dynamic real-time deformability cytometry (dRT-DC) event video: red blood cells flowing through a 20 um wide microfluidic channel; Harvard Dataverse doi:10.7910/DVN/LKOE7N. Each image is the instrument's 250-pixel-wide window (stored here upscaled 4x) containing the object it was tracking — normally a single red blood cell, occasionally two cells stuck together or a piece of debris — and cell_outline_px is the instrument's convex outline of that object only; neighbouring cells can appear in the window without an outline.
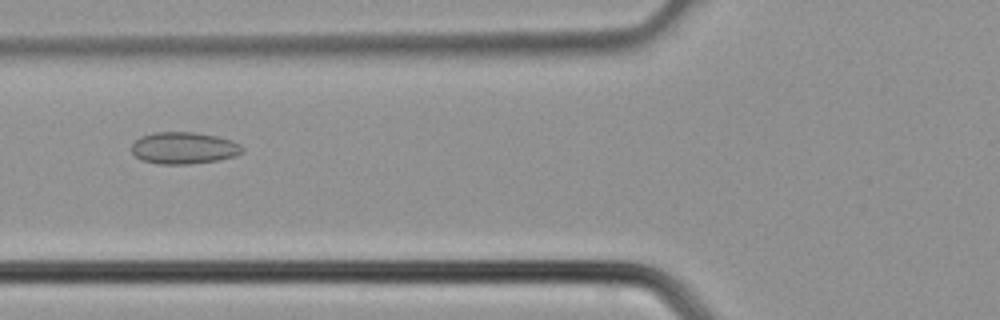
{"species": "common noctule bat (a hibernating species)", "species_latin": "Nyctalus noctula", "temperature_condition": "cold", "stored_images_in_passage": 39, "camera_frame_rate_fps": 3000, "um_per_image_px": 0.085, "animal": {"sex": "male", "body_mass_g": 21.5, "forearm_length_mm": 52.0}, "frame": {"image": 1, "passage_image": 15, "time_ms": 4.667, "image_size_px": [1000, 320], "cell_outline_px": [[244, 152], [236, 156], [216, 160], [188, 164], [160, 164], [140, 160], [132, 152], [132, 144], [140, 136], [156, 132], [196, 132], [220, 136], [232, 140], [240, 144], [244, 148]], "centroid_in_image_um": [15.65, 12.57], "position_along_channel_um": 110.1, "area_um2": 20.75}}
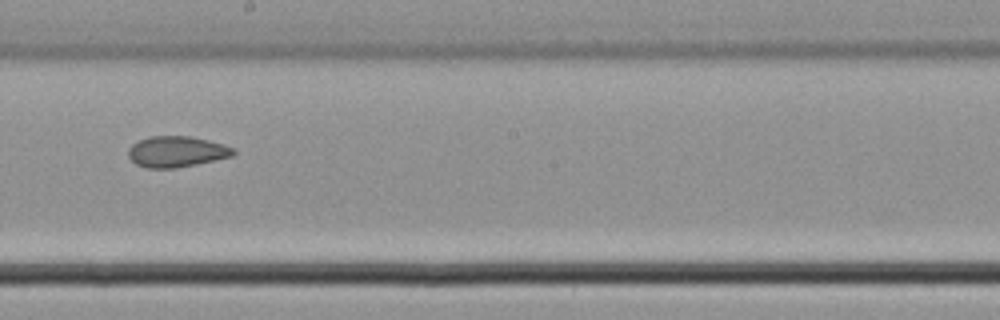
{"frame": {"image": 2, "passage_image": 22, "time_ms": 7.0, "image_size_px": [1000, 320], "cell_outline_px": [[236, 152], [232, 156], [196, 164], [176, 168], [144, 168], [136, 164], [128, 156], [128, 148], [132, 144], [140, 140], [152, 136], [192, 136], [224, 144], [236, 148]], "centroid_in_image_um": [15.02, 12.89], "position_along_channel_um": 233.2, "area_um2": 19.02}}
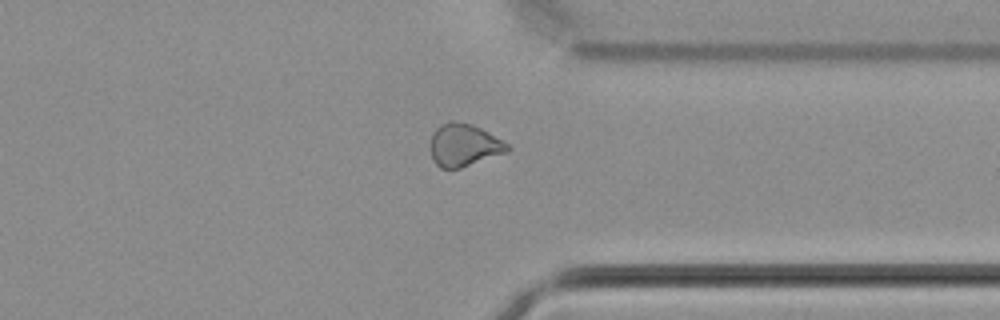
{"frame": {"image": 3, "passage_image": 30, "time_ms": 9.667, "image_size_px": [1000, 320], "cell_outline_px": [[512, 148], [508, 152], [460, 168], [440, 168], [432, 160], [428, 144], [436, 128], [440, 124], [448, 120], [452, 120], [472, 124], [488, 132], [508, 144]], "centroid_in_image_um": [39.4, 12.33], "position_along_channel_um": 372.0, "area_um2": 19.36}}